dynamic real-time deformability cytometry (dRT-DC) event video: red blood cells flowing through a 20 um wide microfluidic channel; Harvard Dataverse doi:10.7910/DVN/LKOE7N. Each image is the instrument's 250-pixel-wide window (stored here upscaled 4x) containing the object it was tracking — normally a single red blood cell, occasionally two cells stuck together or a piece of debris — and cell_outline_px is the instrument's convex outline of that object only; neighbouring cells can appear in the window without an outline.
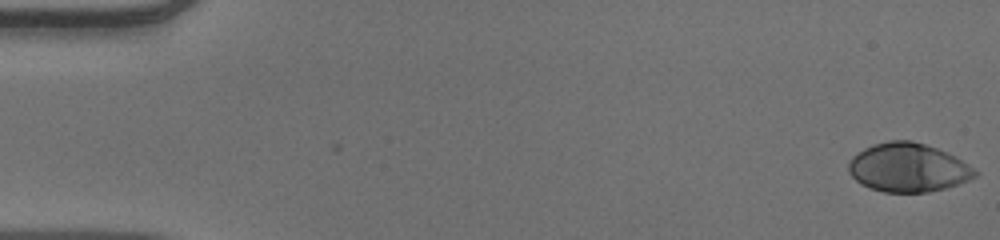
{"species": "human", "species_latin": "Homo sapiens", "temperature_condition": "warm", "stored_images_in_passage": 17, "camera_frame_rate_fps": 3000, "um_per_image_px": 0.085, "donor": {"sex": "male"}, "frame": {"image": 1, "passage_image": 1, "time_ms": 0.0, "image_size_px": [1000, 240], "cell_outline_px": [[980, 172], [976, 176], [968, 180], [944, 188], [928, 192], [884, 192], [860, 184], [848, 172], [848, 160], [856, 152], [872, 144], [888, 140], [912, 140], [936, 148], [968, 164]], "centroid_in_image_um": [77.13, 14.24], "position_along_channel_um": 7.9, "area_um2": 35.84}}